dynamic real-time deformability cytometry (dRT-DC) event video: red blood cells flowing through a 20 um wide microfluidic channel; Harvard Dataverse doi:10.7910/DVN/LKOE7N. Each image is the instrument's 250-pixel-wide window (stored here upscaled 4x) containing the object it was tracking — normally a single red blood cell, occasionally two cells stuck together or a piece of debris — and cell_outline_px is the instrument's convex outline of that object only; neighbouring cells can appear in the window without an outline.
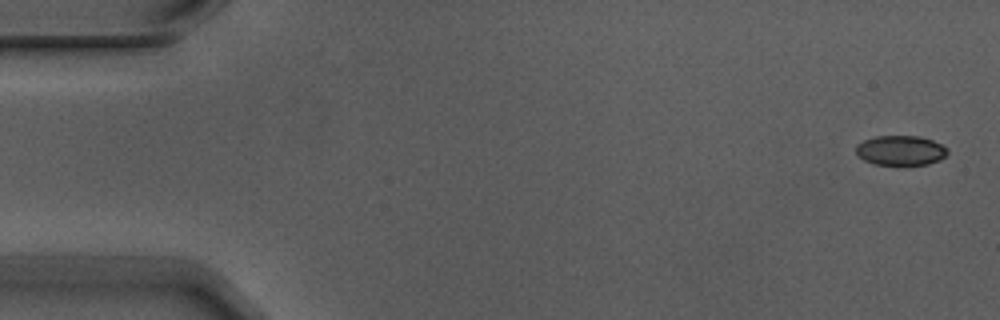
{"species": "Egyptian fruit bat (a non-hibernating species)", "species_latin": "Rousettus aegyptiacus", "temperature_condition": "warm", "stored_images_in_passage": 5, "camera_frame_rate_fps": 3000, "um_per_image_px": 0.085, "animal": {"sex": "male"}, "frame": {"image": 1, "passage_image": 1, "time_ms": 0.0, "image_size_px": [1000, 320], "cell_outline_px": [[948, 152], [940, 160], [928, 164], [876, 164], [864, 160], [856, 152], [856, 144], [864, 140], [876, 136], [920, 136], [932, 140], [948, 148]], "centroid_in_image_um": [76.56, 12.77], "position_along_channel_um": 8.4, "area_um2": 15.72}}
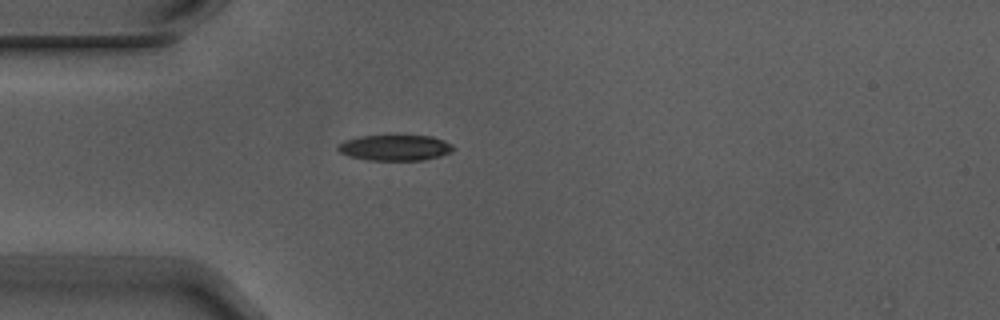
{"frame": {"image": 2, "passage_image": 5, "time_ms": 1.333, "image_size_px": [1000, 320], "cell_outline_px": [[456, 148], [452, 152], [440, 156], [424, 160], [368, 160], [348, 156], [340, 152], [336, 148], [336, 144], [344, 140], [360, 136], [396, 132], [432, 136], [444, 140], [452, 144]], "centroid_in_image_um": [33.58, 12.49], "position_along_channel_um": 51.4, "area_um2": 18.5}}